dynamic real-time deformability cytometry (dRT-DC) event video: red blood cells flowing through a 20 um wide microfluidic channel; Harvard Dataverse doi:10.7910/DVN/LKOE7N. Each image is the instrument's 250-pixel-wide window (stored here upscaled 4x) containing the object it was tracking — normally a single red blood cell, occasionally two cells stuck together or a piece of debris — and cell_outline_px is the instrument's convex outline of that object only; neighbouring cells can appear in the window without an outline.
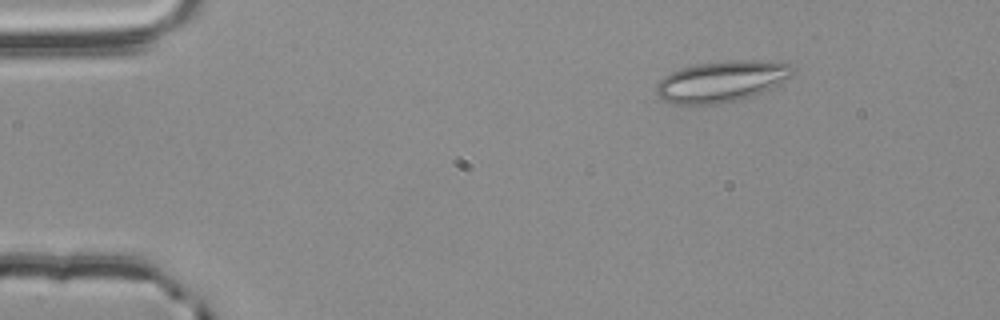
{"species": "common noctule bat (a hibernating species)", "species_latin": "Nyctalus noctula", "temperature_condition": "room temperature", "stored_images_in_passage": 14, "camera_frame_rate_fps": 3000, "um_per_image_px": 0.085, "animal": {"sex": "male", "body_mass_g": 20.4}, "frame": {"image": 1, "passage_image": 1, "time_ms": 0.0, "image_size_px": [1000, 320], "cell_outline_px": [[796, 68], [792, 76], [752, 96], [712, 104], [676, 104], [664, 100], [656, 92], [656, 84], [664, 76], [680, 68], [696, 64], [728, 60], [780, 60]], "centroid_in_image_um": [61.35, 6.88], "position_along_channel_um": 23.6, "area_um2": 32.43}}
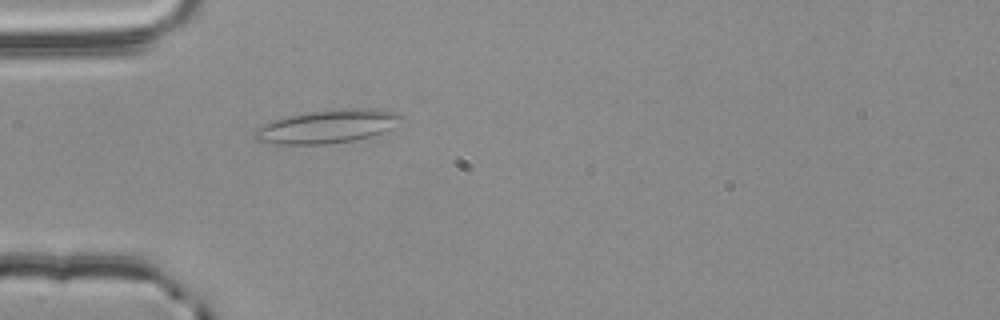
{"frame": {"image": 2, "passage_image": 10, "time_ms": 3.0, "image_size_px": [1000, 320], "cell_outline_px": [[404, 116], [392, 128], [368, 136], [352, 140], [328, 144], [276, 144], [256, 140], [252, 136], [252, 132], [264, 124], [288, 116], [312, 112], [340, 108], [372, 108], [396, 112]], "centroid_in_image_um": [27.81, 10.74], "position_along_channel_um": 57.2, "area_um2": 28.09}}